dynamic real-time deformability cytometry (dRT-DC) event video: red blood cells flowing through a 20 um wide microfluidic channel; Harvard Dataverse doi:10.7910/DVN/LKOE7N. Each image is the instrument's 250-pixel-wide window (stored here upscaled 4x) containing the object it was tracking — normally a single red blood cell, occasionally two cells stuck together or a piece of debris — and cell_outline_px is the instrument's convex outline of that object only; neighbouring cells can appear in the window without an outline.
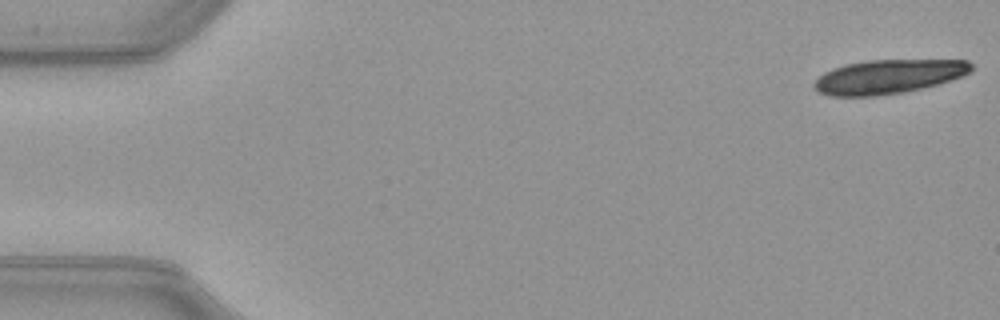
{"species": "common noctule bat (a hibernating species)", "species_latin": "Nyctalus noctula", "temperature_condition": "warm", "stored_images_in_passage": 18, "camera_frame_rate_fps": 3000, "um_per_image_px": 0.085, "animal": {"sex": "female", "body_mass_g": 21.9}, "frame": {"image": 1, "passage_image": 1, "time_ms": 0.0, "image_size_px": [1000, 320], "cell_outline_px": [[972, 72], [964, 76], [940, 84], [904, 92], [876, 96], [828, 96], [820, 92], [812, 84], [824, 72], [832, 68], [844, 64], [872, 60], [968, 60], [972, 64]], "centroid_in_image_um": [75.55, 6.51], "position_along_channel_um": 9.4, "area_um2": 31.39}}